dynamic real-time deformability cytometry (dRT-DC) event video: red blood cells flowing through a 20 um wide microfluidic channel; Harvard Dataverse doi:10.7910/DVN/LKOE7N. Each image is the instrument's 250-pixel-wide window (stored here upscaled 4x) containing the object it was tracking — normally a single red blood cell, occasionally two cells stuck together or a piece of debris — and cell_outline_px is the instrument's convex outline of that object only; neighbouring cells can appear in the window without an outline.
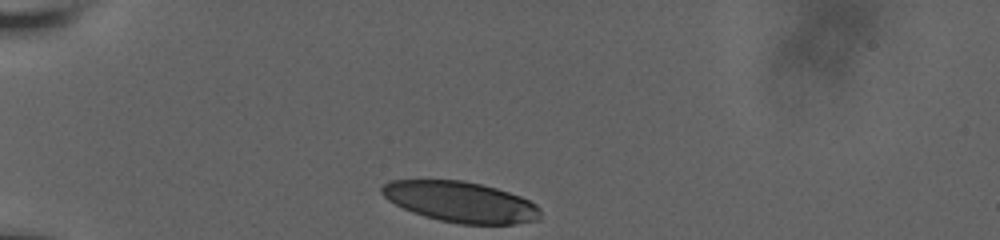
{"species": "human", "species_latin": "Homo sapiens", "temperature_condition": "room temperature", "stored_images_in_passage": 30, "camera_frame_rate_fps": 3000, "um_per_image_px": 0.085, "donor": {"sex": "male"}, "frame": {"image": 1, "passage_image": 1, "time_ms": 0.0, "image_size_px": [1000, 240], "cell_outline_px": [[540, 220], [516, 224], [460, 224], [440, 220], [424, 216], [412, 212], [388, 200], [380, 192], [380, 188], [384, 184], [392, 180], [460, 180], [480, 184], [496, 188], [520, 196], [536, 204], [540, 208]], "centroid_in_image_um": [39.17, 17.17], "position_along_channel_um": 45.8, "area_um2": 37.51}}
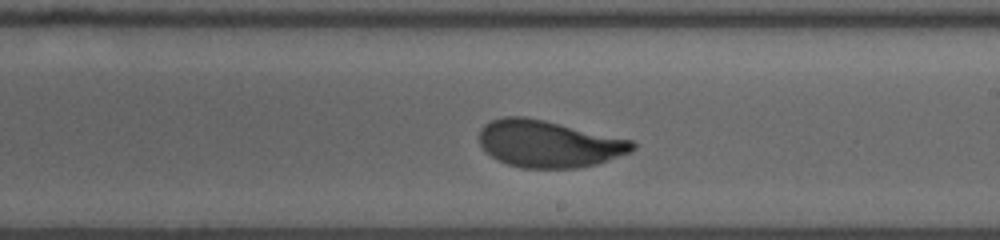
{"frame": {"image": 2, "passage_image": 18, "time_ms": 6.333, "image_size_px": [1000, 240], "cell_outline_px": [[636, 148], [632, 152], [596, 164], [580, 168], [520, 168], [496, 160], [480, 144], [480, 128], [484, 124], [492, 120], [504, 116], [524, 116], [544, 120], [632, 140], [636, 144]], "centroid_in_image_um": [46.65, 12.23], "position_along_channel_um": 242.4, "area_um2": 41.96}}
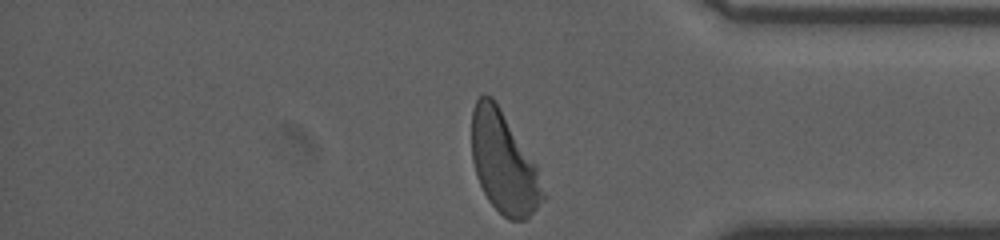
{"frame": {"image": 3, "passage_image": 30, "time_ms": 10.667, "image_size_px": [1000, 240], "cell_outline_px": [[548, 196], [524, 220], [508, 220], [488, 200], [476, 176], [472, 160], [472, 108], [476, 100], [484, 92], [492, 96], [500, 108], [536, 164]], "centroid_in_image_um": [42.83, 13.83], "position_along_channel_um": 392.4, "area_um2": 42.14}, "authors_computed_cell_mechanics": {"area_um2": 42.0784, "velocity_mm_per_s": 3.7447, "shape_relaxation_time_tau1_ms": 3.1805, "shape_relaxation_time_tau2_ms": null, "deformation_change_tau1": 0.1503, "deformation_change_tau2": null}}